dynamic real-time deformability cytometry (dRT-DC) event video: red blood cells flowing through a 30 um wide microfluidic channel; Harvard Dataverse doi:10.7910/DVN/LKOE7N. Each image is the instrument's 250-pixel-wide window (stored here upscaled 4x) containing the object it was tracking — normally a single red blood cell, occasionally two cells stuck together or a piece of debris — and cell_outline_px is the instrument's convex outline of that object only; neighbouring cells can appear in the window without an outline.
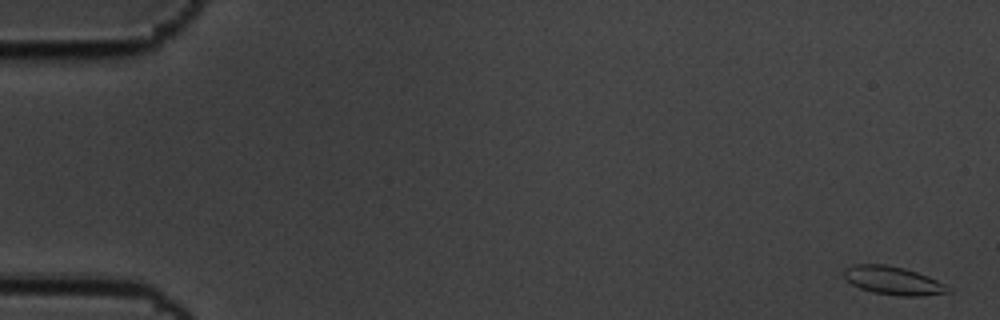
{"species": "common noctule bat (a hibernating species)", "species_latin": "Nyctalus noctula", "temperature_condition": "cold", "stored_images_in_passage": 58, "camera_frame_rate_fps": 3000, "um_per_image_px": 0.085, "animal": {"sex": "male", "body_mass_g": 19.5, "forearm_length_mm": 54.6}, "frame": {"image": 1, "passage_image": 1, "time_ms": 0.0, "image_size_px": [1000, 320], "cell_outline_px": [[952, 292], [920, 296], [900, 296], [872, 292], [860, 288], [852, 284], [844, 276], [844, 268], [852, 264], [884, 264], [904, 268], [928, 276], [944, 284]], "centroid_in_image_um": [75.89, 23.84], "position_along_channel_um": 9.1, "area_um2": 17.05}}
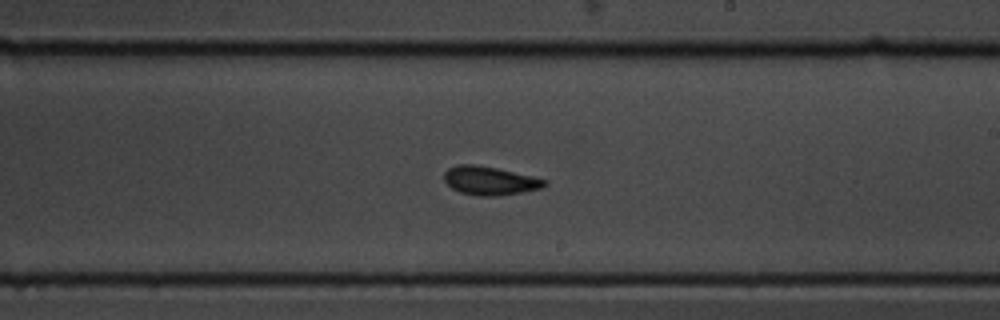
{"frame": {"image": 2, "passage_image": 34, "time_ms": 11.0, "image_size_px": [1000, 320], "cell_outline_px": [[548, 184], [540, 188], [520, 192], [496, 196], [480, 196], [460, 192], [452, 188], [444, 180], [444, 172], [448, 168], [456, 164], [476, 164], [496, 168], [532, 176], [548, 180]], "centroid_in_image_um": [41.61, 15.35], "position_along_channel_um": 247.4, "area_um2": 16.65}}
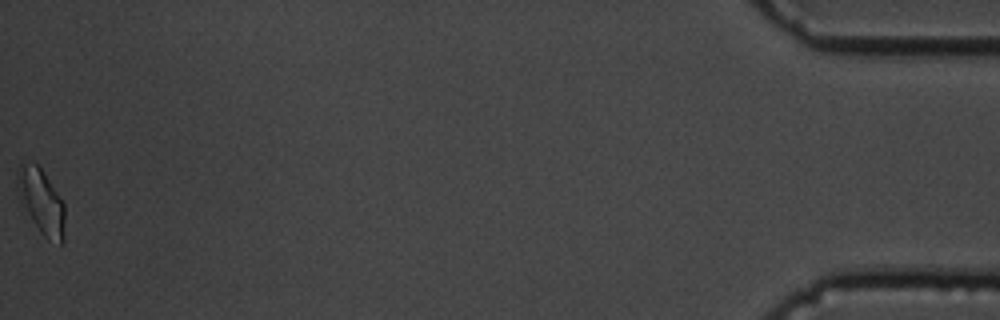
{"frame": {"image": 3, "passage_image": 58, "time_ms": 19.0, "image_size_px": [1000, 320], "cell_outline_px": [[64, 240], [60, 244], [48, 240], [40, 232], [20, 204], [16, 184], [16, 172], [20, 160], [36, 164], [44, 172], [64, 204]], "centroid_in_image_um": [3.46, 17.1], "position_along_channel_um": 431.7, "area_um2": 18.32}, "authors_computed_cell_mechanics": {"area_um2": 16.6464, "velocity_mm_per_s": 3.4657, "shape_relaxation_time_tau1_ms": 3.9251, "shape_relaxation_time_tau2_ms": 1.6411, "deformation_change_tau1": 0.1096, "deformation_change_tau2": 0.0854}}